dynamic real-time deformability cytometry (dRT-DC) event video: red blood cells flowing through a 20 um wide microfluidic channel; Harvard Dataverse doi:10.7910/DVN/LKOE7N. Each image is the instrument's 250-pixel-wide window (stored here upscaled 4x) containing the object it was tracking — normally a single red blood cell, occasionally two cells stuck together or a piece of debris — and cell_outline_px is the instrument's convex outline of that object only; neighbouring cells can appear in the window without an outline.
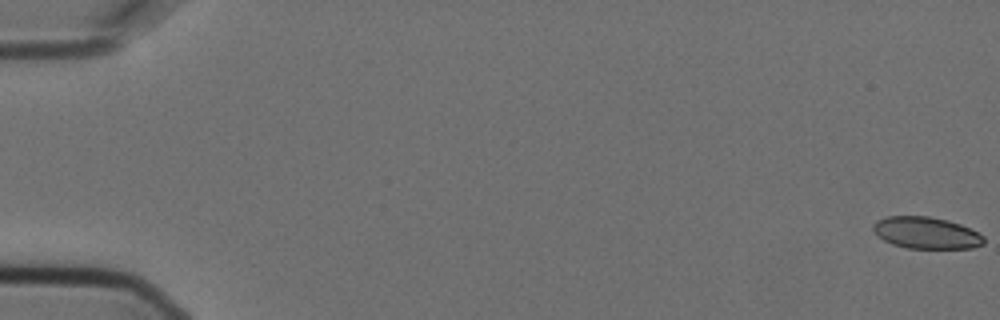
{"species": "Egyptian fruit bat (a non-hibernating species)", "species_latin": "Rousettus aegyptiacus", "temperature_condition": "cold", "stored_images_in_passage": 6, "segment_of_instrument_passage": [2, 2], "camera_frame_rate_fps": 3000, "um_per_image_px": 0.085, "animal": {"sex": "female"}, "frame": {"image": 1, "passage_image": 6, "time_ms": 1.667, "image_size_px": [1000, 320], "cell_outline_px": [[984, 244], [972, 248], [908, 248], [892, 244], [884, 240], [872, 228], [872, 224], [876, 220], [888, 216], [928, 216], [948, 220], [960, 224], [984, 236]], "centroid_in_image_um": [78.72, 19.79], "position_along_channel_um": 6.3, "area_um2": 20.35}}